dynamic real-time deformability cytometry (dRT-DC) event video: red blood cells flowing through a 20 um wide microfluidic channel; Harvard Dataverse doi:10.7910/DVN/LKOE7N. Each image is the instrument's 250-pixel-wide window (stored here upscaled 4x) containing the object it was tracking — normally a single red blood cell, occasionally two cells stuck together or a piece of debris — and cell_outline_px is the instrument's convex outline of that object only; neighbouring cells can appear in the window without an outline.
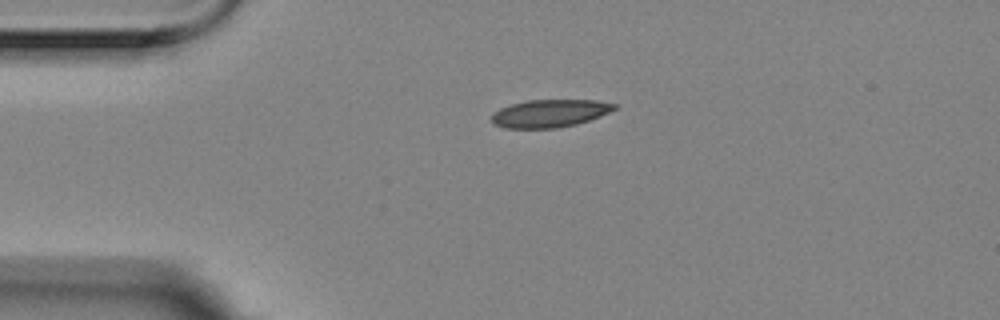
{"species": "Egyptian fruit bat (a non-hibernating species)", "species_latin": "Rousettus aegyptiacus", "temperature_condition": "room temperature", "stored_images_in_passage": 3, "camera_frame_rate_fps": 3000, "um_per_image_px": 0.085, "animal": {"sex": "female"}, "frame": {"image": 1, "passage_image": 1, "time_ms": 0.0, "image_size_px": [1000, 320], "cell_outline_px": [[616, 108], [600, 116], [576, 124], [556, 128], [504, 128], [496, 124], [492, 120], [492, 116], [500, 108], [524, 100], [596, 100], [616, 104]], "centroid_in_image_um": [46.73, 9.63], "position_along_channel_um": 38.3, "area_um2": 19.59}}
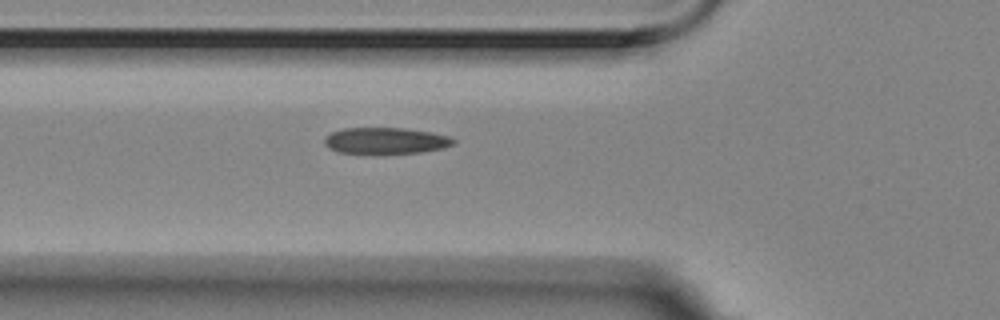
{"frame": {"image": 2, "passage_image": 3, "time_ms": 0.667, "image_size_px": [1000, 320], "cell_outline_px": [[456, 144], [444, 148], [420, 152], [340, 152], [328, 148], [324, 144], [324, 136], [340, 128], [404, 128], [432, 132], [448, 136], [456, 140]], "centroid_in_image_um": [32.79, 11.93], "position_along_channel_um": 93.0, "area_um2": 19.54}}